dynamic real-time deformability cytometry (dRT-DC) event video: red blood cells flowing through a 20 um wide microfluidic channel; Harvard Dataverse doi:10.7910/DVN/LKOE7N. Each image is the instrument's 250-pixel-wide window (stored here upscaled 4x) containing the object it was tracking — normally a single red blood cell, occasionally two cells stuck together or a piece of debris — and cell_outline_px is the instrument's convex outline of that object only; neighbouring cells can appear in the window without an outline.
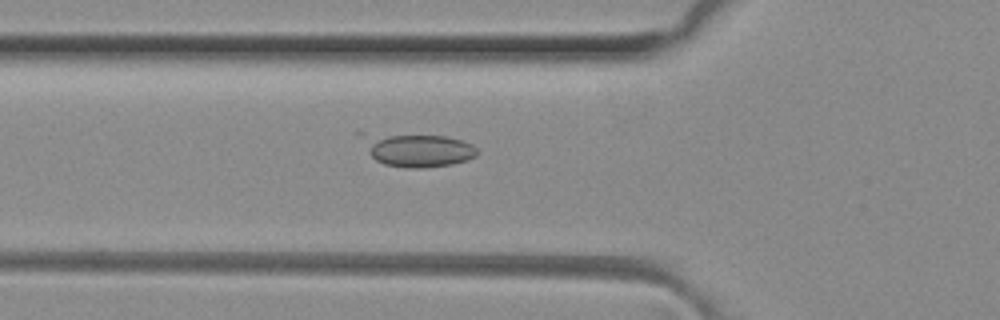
{"species": "common noctule bat (a hibernating species)", "species_latin": "Nyctalus noctula", "temperature_condition": "room temperature", "stored_images_in_passage": 49, "camera_frame_rate_fps": 3000, "um_per_image_px": 0.085, "animal": {"sex": "female", "body_mass_g": 29.2, "forearm_length_mm": 56.3}, "frame": {"image": 1, "passage_image": 17, "time_ms": 5.333, "image_size_px": [1000, 320], "cell_outline_px": [[476, 156], [468, 160], [452, 164], [424, 168], [404, 168], [384, 164], [376, 160], [368, 152], [372, 140], [388, 136], [444, 136], [460, 140], [472, 144], [476, 148]], "centroid_in_image_um": [35.76, 12.85], "position_along_channel_um": 90.0, "area_um2": 20.4}}
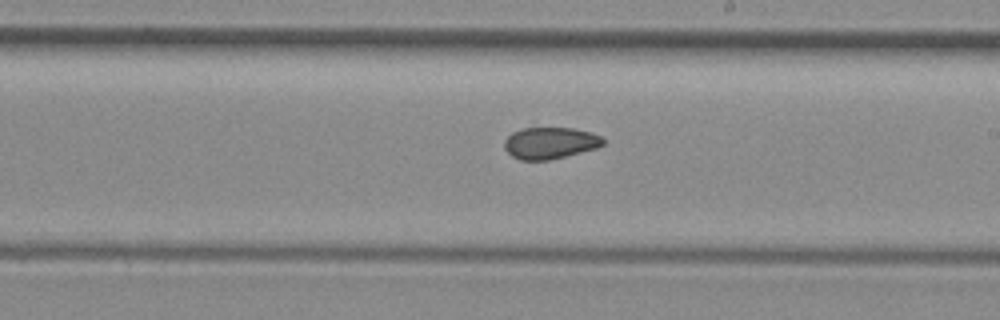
{"frame": {"image": 2, "passage_image": 28, "time_ms": 9.0, "image_size_px": [1000, 320], "cell_outline_px": [[604, 144], [596, 148], [548, 160], [520, 160], [512, 156], [504, 148], [504, 140], [512, 132], [524, 128], [572, 128], [592, 132], [600, 136], [604, 140]], "centroid_in_image_um": [46.74, 12.15], "position_along_channel_um": 242.3, "area_um2": 18.09}}
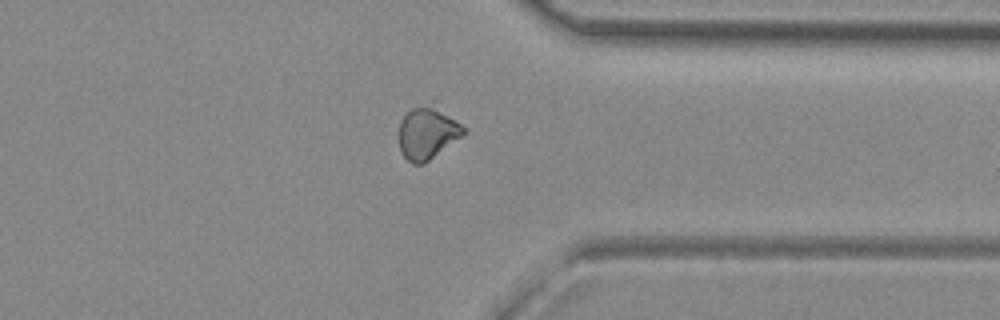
{"frame": {"image": 3, "passage_image": 38, "time_ms": 12.333, "image_size_px": [1000, 320], "cell_outline_px": [[468, 132], [424, 164], [412, 164], [400, 152], [400, 120], [412, 108], [436, 96]], "centroid_in_image_um": [36.4, 11.16], "position_along_channel_um": 375.0, "area_um2": 21.04}}